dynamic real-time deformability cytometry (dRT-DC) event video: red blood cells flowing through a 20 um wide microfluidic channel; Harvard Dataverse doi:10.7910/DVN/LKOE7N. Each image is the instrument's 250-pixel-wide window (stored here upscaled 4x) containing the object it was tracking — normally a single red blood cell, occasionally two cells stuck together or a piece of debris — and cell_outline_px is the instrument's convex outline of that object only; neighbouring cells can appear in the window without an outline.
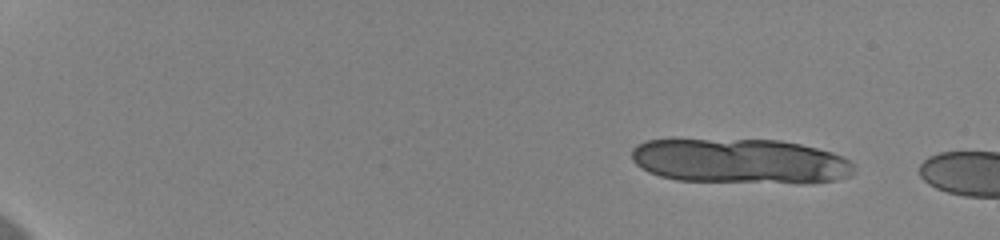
{"species": "human", "species_latin": "Homo sapiens", "temperature_condition": "cold", "stored_images_in_passage": 7, "camera_frame_rate_fps": 3000, "um_per_image_px": 0.085, "donor": {"sex": "female"}, "frame": {"image": 1, "passage_image": 1, "time_ms": 0.0, "image_size_px": [1000, 240], "cell_outline_px": [[856, 164], [852, 176], [836, 180], [804, 184], [796, 184], [676, 180], [660, 176], [648, 172], [636, 164], [632, 160], [632, 148], [636, 144], [644, 140], [672, 136], [780, 140], [800, 144], [832, 152]], "centroid_in_image_um": [62.84, 13.66], "position_along_channel_um": 22.2, "area_um2": 60.75}}